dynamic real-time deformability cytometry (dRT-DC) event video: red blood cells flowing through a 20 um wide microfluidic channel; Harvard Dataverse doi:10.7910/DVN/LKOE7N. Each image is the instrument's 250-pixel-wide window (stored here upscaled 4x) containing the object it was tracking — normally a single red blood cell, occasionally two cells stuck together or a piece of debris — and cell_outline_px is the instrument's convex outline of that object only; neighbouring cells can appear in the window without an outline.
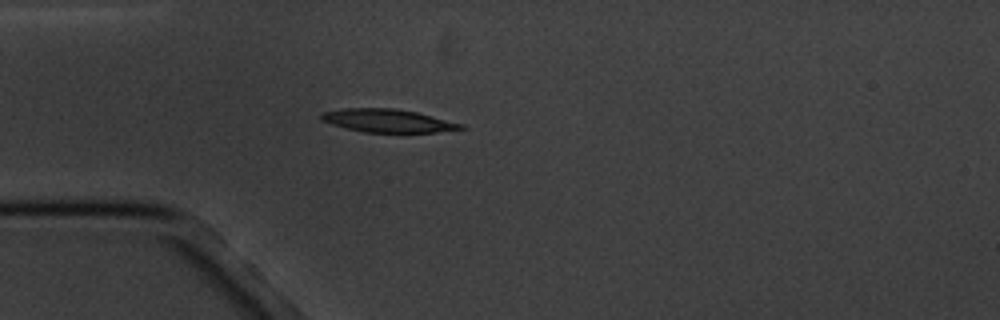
{"species": "common noctule bat (a hibernating species)", "species_latin": "Nyctalus noctula", "temperature_condition": "cold", "stored_images_in_passage": 6, "camera_frame_rate_fps": 3000, "um_per_image_px": 0.085, "animal": {"sex": "male", "body_mass_g": 20.1, "forearm_length_mm": 53.5}, "frame": {"image": 1, "passage_image": 5, "time_ms": 4.667, "image_size_px": [1000, 320], "cell_outline_px": [[468, 128], [436, 132], [364, 132], [344, 128], [332, 124], [324, 120], [320, 116], [324, 112], [344, 108], [392, 108], [416, 112], [464, 124]], "centroid_in_image_um": [33.0, 10.26], "position_along_channel_um": 52.0, "area_um2": 18.61}}